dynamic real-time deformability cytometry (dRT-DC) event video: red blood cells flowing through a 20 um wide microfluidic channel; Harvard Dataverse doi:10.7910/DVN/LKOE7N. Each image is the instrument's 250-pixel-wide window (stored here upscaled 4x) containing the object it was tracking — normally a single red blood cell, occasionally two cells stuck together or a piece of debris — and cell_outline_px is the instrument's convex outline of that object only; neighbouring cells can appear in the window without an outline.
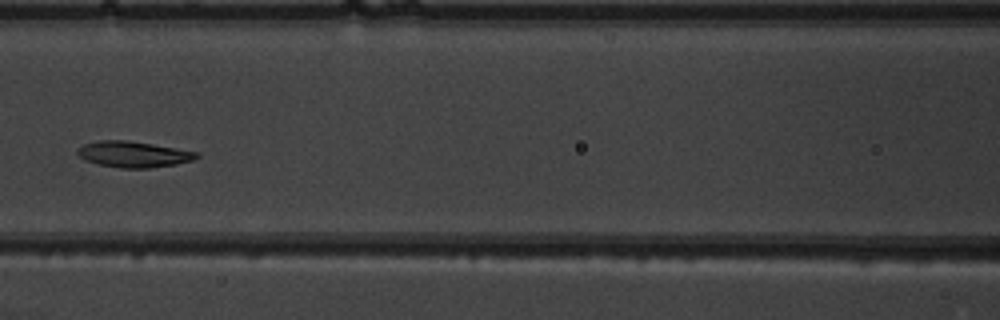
{"species": "common noctule bat (a hibernating species)", "species_latin": "Nyctalus noctula", "temperature_condition": "warm", "stored_images_in_passage": 7, "segment_of_instrument_passage": [1, 2], "camera_frame_rate_fps": 3000, "um_per_image_px": 0.085, "animal": {"sex": "male", "body_mass_g": 19.5, "forearm_length_mm": 54.6}, "frame": {"image": 1, "passage_image": 6, "time_ms": 5.667, "image_size_px": [1000, 320], "cell_outline_px": [[200, 156], [196, 160], [176, 164], [148, 168], [120, 168], [100, 164], [84, 160], [76, 152], [84, 144], [100, 140], [124, 140], [152, 144], [200, 152]], "centroid_in_image_um": [11.4, 13.12], "position_along_channel_um": 155.2, "area_um2": 17.98}}